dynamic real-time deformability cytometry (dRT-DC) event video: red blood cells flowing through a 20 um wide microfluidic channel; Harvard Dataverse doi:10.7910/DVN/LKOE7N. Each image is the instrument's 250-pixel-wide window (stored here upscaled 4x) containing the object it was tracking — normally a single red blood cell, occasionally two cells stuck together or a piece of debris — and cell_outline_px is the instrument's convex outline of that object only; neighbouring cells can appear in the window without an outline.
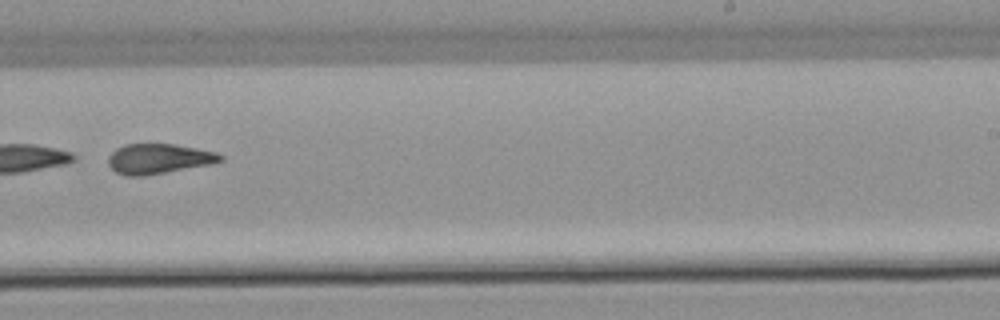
{"species": "common noctule bat (a hibernating species)", "species_latin": "Nyctalus noctula", "temperature_condition": "warm", "stored_images_in_passage": 11, "camera_frame_rate_fps": 3000, "um_per_image_px": 0.085, "animal": {"sex": "male", "body_mass_g": 21.5, "forearm_length_mm": 52.0}, "frame": {"image": 1, "passage_image": 11, "time_ms": 13.667, "image_size_px": [1000, 320], "cell_outline_px": [[224, 160], [212, 164], [144, 176], [128, 176], [116, 172], [108, 164], [108, 156], [116, 148], [124, 144], [172, 144], [196, 148], [216, 152], [224, 156]], "centroid_in_image_um": [13.49, 13.49], "position_along_channel_um": 275.5, "area_um2": 19.65}}